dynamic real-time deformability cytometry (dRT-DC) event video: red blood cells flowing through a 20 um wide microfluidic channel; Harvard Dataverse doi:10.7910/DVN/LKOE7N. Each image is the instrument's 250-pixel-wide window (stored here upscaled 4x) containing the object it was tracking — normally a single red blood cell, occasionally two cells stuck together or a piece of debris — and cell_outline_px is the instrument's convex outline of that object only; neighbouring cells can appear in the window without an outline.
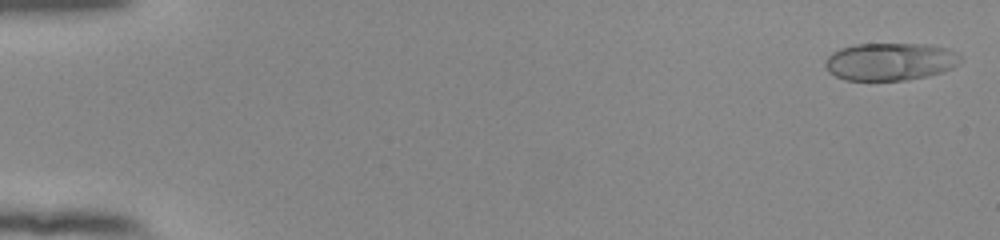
{"species": "human", "species_latin": "Homo sapiens", "temperature_condition": "room temperature", "stored_images_in_passage": 54, "camera_frame_rate_fps": 3000, "um_per_image_px": 0.085, "donor": {"sex": "female"}, "frame": {"image": 1, "passage_image": 2, "time_ms": 0.333, "image_size_px": [1000, 240], "cell_outline_px": [[960, 60], [952, 68], [928, 76], [908, 80], [844, 80], [828, 72], [824, 64], [824, 60], [832, 52], [840, 48], [856, 44], [928, 44], [948, 48], [956, 52], [960, 56]], "centroid_in_image_um": [75.63, 5.23], "position_along_channel_um": 9.4, "area_um2": 29.77}}
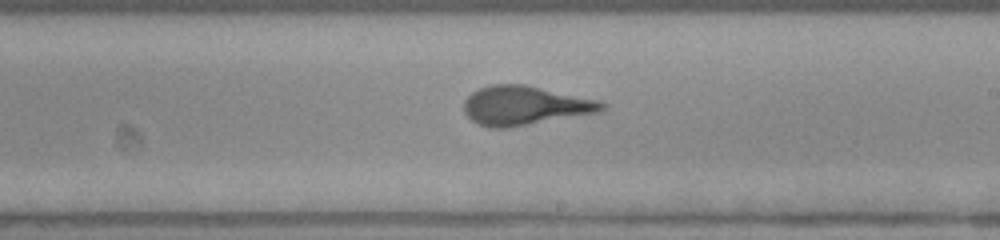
{"frame": {"image": 2, "passage_image": 33, "time_ms": 10.667, "image_size_px": [1000, 240], "cell_outline_px": [[608, 108], [600, 112], [508, 128], [488, 128], [476, 124], [464, 112], [464, 100], [472, 92], [488, 84], [524, 84], [600, 100], [608, 104]], "centroid_in_image_um": [44.63, 8.97], "position_along_channel_um": 244.4, "area_um2": 31.79}}
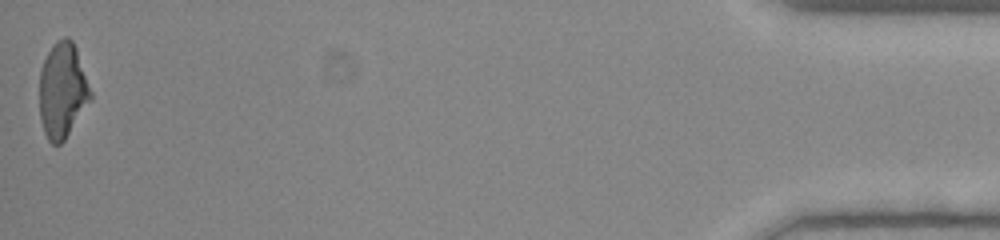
{"frame": {"image": 3, "passage_image": 54, "time_ms": 17.667, "image_size_px": [1000, 240], "cell_outline_px": [[92, 100], [64, 140], [60, 144], [52, 144], [48, 140], [44, 132], [40, 120], [40, 68], [52, 44], [56, 40], [64, 36], [68, 36], [72, 40], [76, 48], [92, 92]], "centroid_in_image_um": [5.32, 7.68], "position_along_channel_um": 429.9, "area_um2": 28.61}, "authors_computed_cell_mechanics": {"area_um2": 30.2872, "velocity_mm_per_s": 3.8972, "shape_relaxation_time_tau1_ms": 5.9728, "shape_relaxation_time_tau2_ms": null, "deformation_change_tau1": 0.2186, "deformation_change_tau2": null}}